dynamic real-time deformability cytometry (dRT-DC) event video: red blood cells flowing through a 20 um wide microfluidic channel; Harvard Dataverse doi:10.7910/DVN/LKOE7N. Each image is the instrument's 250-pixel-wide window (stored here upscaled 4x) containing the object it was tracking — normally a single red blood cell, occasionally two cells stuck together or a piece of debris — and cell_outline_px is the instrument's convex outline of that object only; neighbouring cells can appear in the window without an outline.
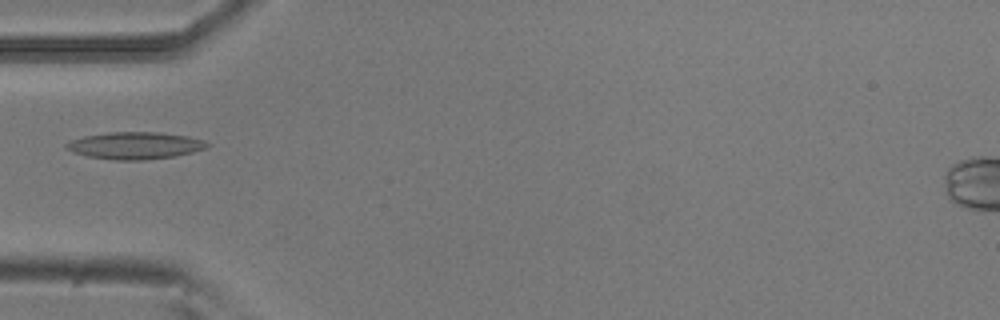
{"species": "common noctule bat (a hibernating species)", "species_latin": "Nyctalus noctula", "temperature_condition": "room temperature", "stored_images_in_passage": 31, "camera_frame_rate_fps": 3000, "um_per_image_px": 0.085, "animal": {"sex": "male", "body_mass_g": 20.5, "forearm_length_mm": 52.5}, "frame": {"image": 1, "passage_image": 1, "time_ms": 0.0, "image_size_px": [1000, 320], "cell_outline_px": [[212, 144], [204, 148], [192, 152], [172, 156], [144, 160], [116, 160], [88, 156], [72, 152], [64, 148], [64, 144], [72, 140], [84, 136], [108, 132], [160, 132], [188, 136], [204, 140]], "centroid_in_image_um": [11.46, 12.36], "position_along_channel_um": 73.5, "area_um2": 22.2}}
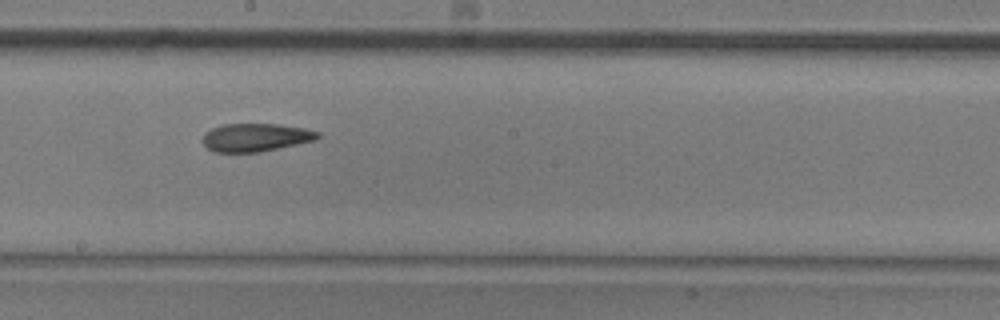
{"frame": {"image": 2, "passage_image": 13, "time_ms": 4.0, "image_size_px": [1000, 320], "cell_outline_px": [[320, 136], [316, 140], [256, 152], [216, 152], [208, 148], [200, 140], [204, 132], [212, 128], [224, 124], [280, 124], [304, 128], [320, 132]], "centroid_in_image_um": [21.7, 11.67], "position_along_channel_um": 226.5, "area_um2": 18.79}}
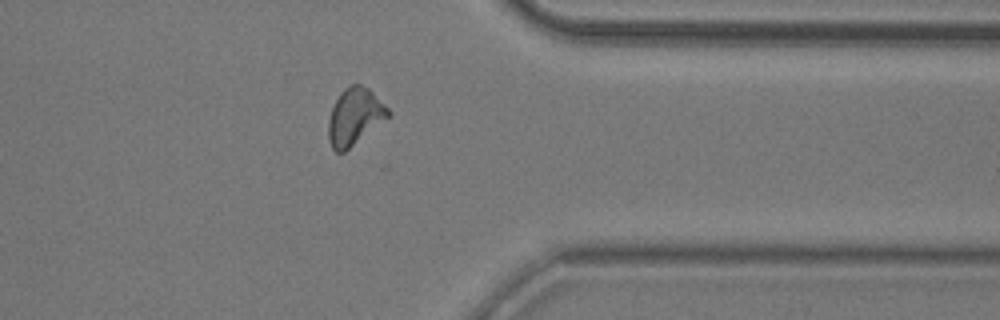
{"frame": {"image": 3, "passage_image": 26, "time_ms": 8.333, "image_size_px": [1000, 320], "cell_outline_px": [[392, 116], [344, 152], [336, 152], [332, 148], [328, 140], [328, 120], [332, 108], [340, 92], [348, 84], [360, 84], [368, 88], [392, 112]], "centroid_in_image_um": [30.16, 9.91], "position_along_channel_um": 381.2, "area_um2": 20.0}}